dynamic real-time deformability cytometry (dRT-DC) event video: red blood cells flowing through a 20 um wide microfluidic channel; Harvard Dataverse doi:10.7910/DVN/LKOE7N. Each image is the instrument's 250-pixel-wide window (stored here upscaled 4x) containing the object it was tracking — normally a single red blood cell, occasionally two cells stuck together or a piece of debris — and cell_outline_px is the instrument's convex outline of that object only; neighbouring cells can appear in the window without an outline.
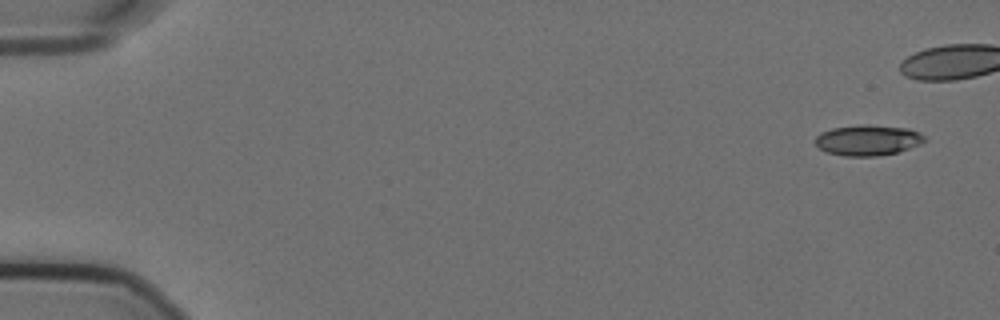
{"species": "Egyptian fruit bat (a non-hibernating species)", "species_latin": "Rousettus aegyptiacus", "temperature_condition": "cold", "stored_images_in_passage": 44, "camera_frame_rate_fps": 3000, "um_per_image_px": 0.085, "animal": {"sex": "female"}, "frame": {"image": 1, "passage_image": 1, "time_ms": 0.0, "image_size_px": [1000, 320], "cell_outline_px": [[928, 140], [920, 144], [896, 152], [876, 156], [844, 156], [828, 152], [820, 148], [816, 144], [816, 136], [820, 132], [832, 128], [864, 124], [908, 128], [920, 132]], "centroid_in_image_um": [73.78, 11.9], "position_along_channel_um": 11.2, "area_um2": 19.42}}
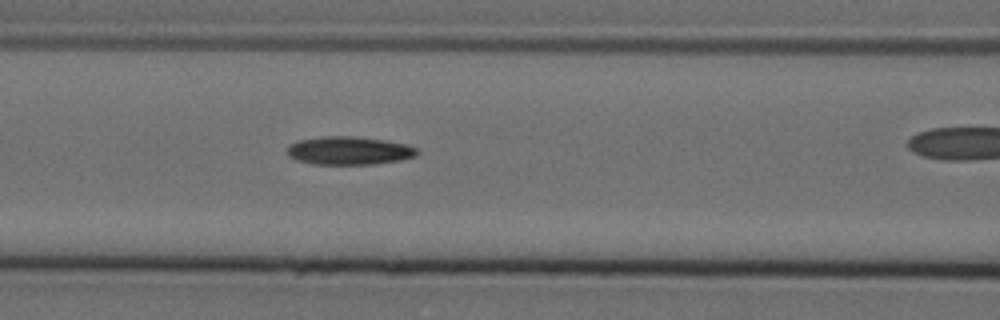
{"frame": {"image": 2, "passage_image": 23, "time_ms": 7.333, "image_size_px": [1000, 320], "cell_outline_px": [[420, 152], [416, 156], [400, 160], [372, 164], [312, 164], [296, 160], [288, 156], [284, 152], [284, 148], [288, 144], [296, 140], [320, 136], [356, 136], [384, 140], [408, 144], [416, 148]], "centroid_in_image_um": [29.59, 12.79], "position_along_channel_um": 137.0, "area_um2": 21.85}}
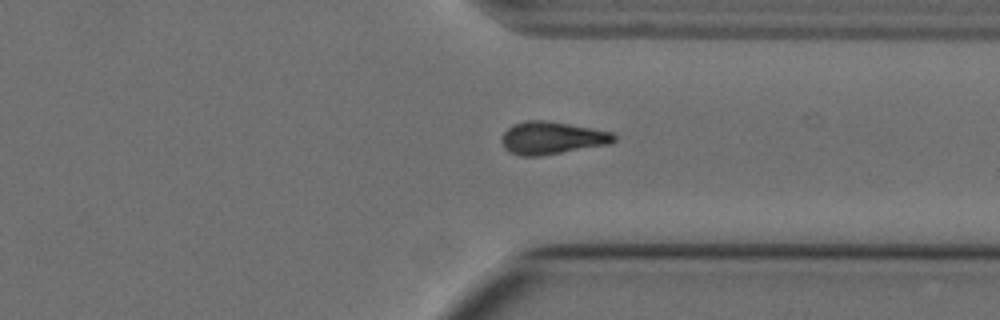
{"frame": {"image": 3, "passage_image": 42, "time_ms": 13.667, "image_size_px": [1000, 320], "cell_outline_px": [[616, 140], [612, 144], [540, 156], [520, 156], [508, 152], [504, 148], [500, 140], [504, 132], [512, 124], [528, 120], [544, 120], [568, 124], [612, 132], [616, 136]], "centroid_in_image_um": [46.9, 11.74], "position_along_channel_um": 364.5, "area_um2": 21.5}}